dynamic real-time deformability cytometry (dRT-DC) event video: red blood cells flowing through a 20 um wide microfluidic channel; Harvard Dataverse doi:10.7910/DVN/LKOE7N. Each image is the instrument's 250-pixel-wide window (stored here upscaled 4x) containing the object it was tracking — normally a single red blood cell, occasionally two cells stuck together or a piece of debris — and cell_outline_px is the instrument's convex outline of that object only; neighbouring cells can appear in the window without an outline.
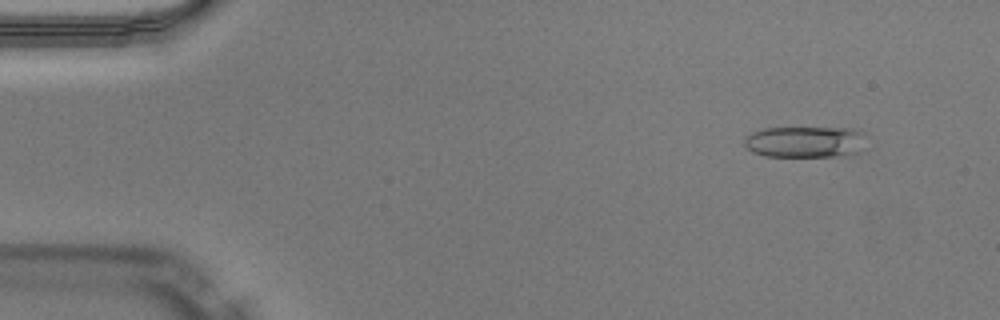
{"species": "Egyptian fruit bat (a non-hibernating species)", "species_latin": "Rousettus aegyptiacus", "temperature_condition": "warm", "stored_images_in_passage": 16, "camera_frame_rate_fps": 3000, "um_per_image_px": 0.085, "animal": {"sex": "male"}, "frame": {"image": 1, "passage_image": 5, "time_ms": 1.333, "image_size_px": [1000, 320], "cell_outline_px": [[864, 132], [860, 152], [836, 156], [764, 156], [752, 152], [744, 144], [744, 140], [752, 132], [760, 128], [852, 128]], "centroid_in_image_um": [68.4, 12.05], "position_along_channel_um": 16.6, "area_um2": 22.14}}